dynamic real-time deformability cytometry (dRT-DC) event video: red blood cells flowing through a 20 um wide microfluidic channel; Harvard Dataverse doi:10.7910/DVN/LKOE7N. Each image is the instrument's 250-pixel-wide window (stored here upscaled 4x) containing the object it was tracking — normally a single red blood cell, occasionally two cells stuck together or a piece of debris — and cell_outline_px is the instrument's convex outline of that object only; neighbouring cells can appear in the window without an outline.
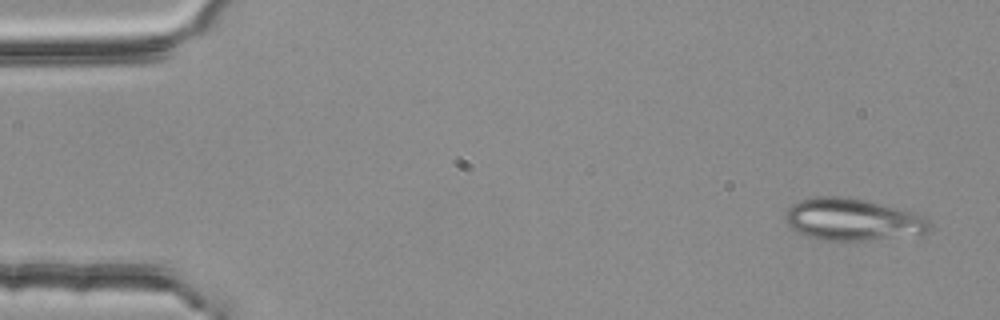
{"species": "common noctule bat (a hibernating species)", "species_latin": "Nyctalus noctula", "temperature_condition": "room temperature", "stored_images_in_passage": 5, "camera_frame_rate_fps": 3000, "um_per_image_px": 0.085, "animal": {"sex": "female", "body_mass_g": 25.1}, "frame": {"image": 1, "passage_image": 1, "time_ms": 0.0, "image_size_px": [1000, 320], "cell_outline_px": [[928, 232], [920, 236], [856, 244], [848, 244], [824, 240], [804, 236], [796, 232], [784, 220], [784, 212], [792, 204], [800, 200], [816, 196], [848, 196], [912, 212], [924, 216], [928, 220]], "centroid_in_image_um": [72.47, 18.74], "position_along_channel_um": 12.5, "area_um2": 36.99}}